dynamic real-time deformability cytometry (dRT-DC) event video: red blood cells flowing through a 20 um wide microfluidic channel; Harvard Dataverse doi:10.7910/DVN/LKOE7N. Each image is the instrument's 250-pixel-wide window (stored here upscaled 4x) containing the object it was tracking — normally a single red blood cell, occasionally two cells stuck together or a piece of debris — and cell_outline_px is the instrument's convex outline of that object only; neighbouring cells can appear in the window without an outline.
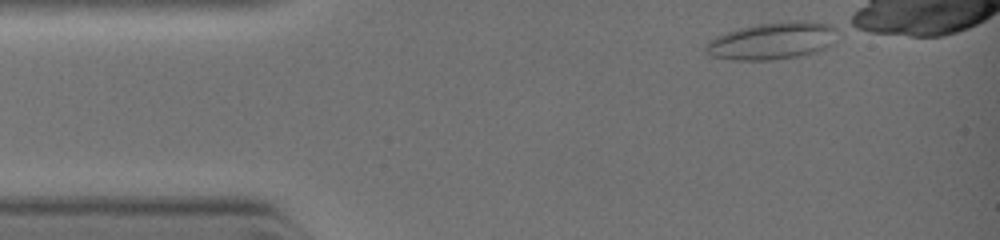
{"species": "common noctule bat (a hibernating species)", "species_latin": "Nyctalus noctula", "temperature_condition": "warm", "stored_images_in_passage": 22, "camera_frame_rate_fps": 3000, "um_per_image_px": 0.085, "animal": {"sex": "female", "body_mass_g": 19.0, "forearm_length_mm": 51.5}, "frame": {"image": 1, "passage_image": 1, "time_ms": 0.0, "image_size_px": [1000, 240], "cell_outline_px": [[836, 28], [832, 44], [816, 52], [800, 56], [772, 60], [732, 60], [708, 56], [704, 52], [704, 48], [708, 40], [716, 36], [740, 28], [760, 24], [796, 20], [832, 24]], "centroid_in_image_um": [65.6, 3.49], "position_along_channel_um": 19.4, "area_um2": 28.55}}